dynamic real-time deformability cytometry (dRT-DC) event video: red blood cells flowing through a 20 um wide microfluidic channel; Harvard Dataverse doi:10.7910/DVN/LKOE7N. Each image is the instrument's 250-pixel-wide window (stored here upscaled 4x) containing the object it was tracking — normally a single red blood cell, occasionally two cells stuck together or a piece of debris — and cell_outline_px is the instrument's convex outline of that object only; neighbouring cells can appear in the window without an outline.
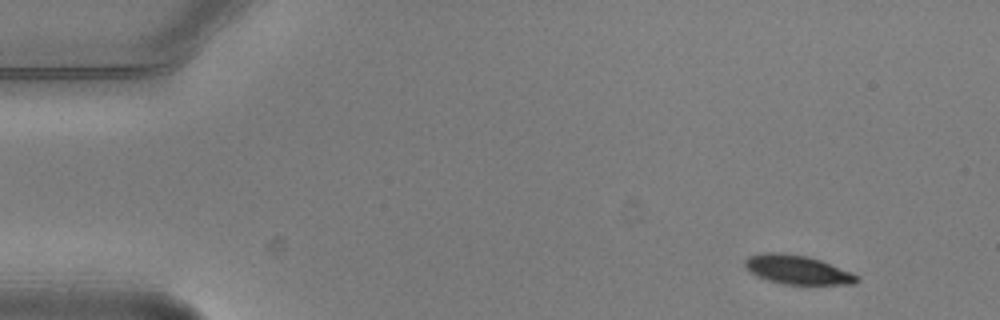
{"species": "common noctule bat (a hibernating species)", "species_latin": "Nyctalus noctula", "temperature_condition": "warm", "stored_images_in_passage": 4, "segment_of_instrument_passage": [1, 2], "camera_frame_rate_fps": 3000, "um_per_image_px": 0.085, "animal": {"sex": "male", "body_mass_g": 20.5, "forearm_length_mm": 52.5}, "frame": {"image": 1, "passage_image": 1, "time_ms": 0.0, "image_size_px": [1000, 320], "cell_outline_px": [[860, 280], [856, 284], [784, 284], [768, 280], [756, 276], [744, 264], [744, 260], [748, 256], [768, 252], [780, 252], [804, 256], [820, 260], [852, 272], [860, 276]], "centroid_in_image_um": [67.81, 22.93], "position_along_channel_um": 17.2, "area_um2": 18.79}}